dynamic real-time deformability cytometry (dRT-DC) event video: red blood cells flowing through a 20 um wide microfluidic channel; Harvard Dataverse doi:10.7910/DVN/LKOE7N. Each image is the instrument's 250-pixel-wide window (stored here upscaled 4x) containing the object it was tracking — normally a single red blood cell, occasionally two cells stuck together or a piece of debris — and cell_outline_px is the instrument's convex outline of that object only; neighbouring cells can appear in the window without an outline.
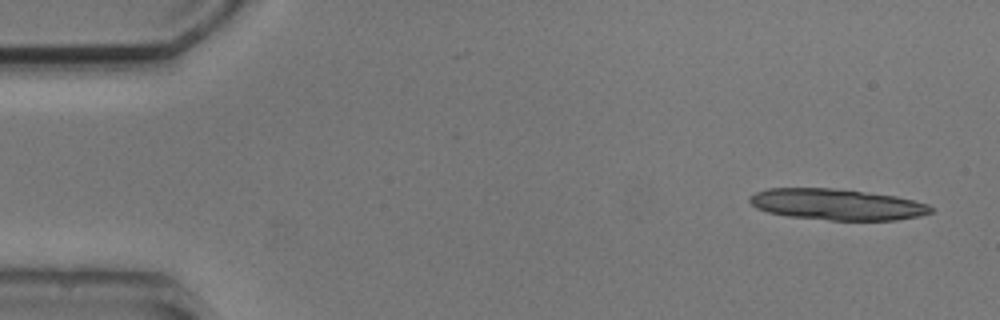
{"species": "common noctule bat (a hibernating species)", "species_latin": "Nyctalus noctula", "temperature_condition": "cold", "stored_images_in_passage": 4, "camera_frame_rate_fps": 3000, "um_per_image_px": 0.085, "animal": {"sex": "male", "body_mass_g": 20.5, "forearm_length_mm": 52.5}, "frame": {"image": 1, "passage_image": 1, "time_ms": 0.0, "image_size_px": [1000, 320], "cell_outline_px": [[932, 212], [920, 216], [896, 220], [828, 220], [788, 216], [768, 212], [756, 208], [748, 200], [748, 196], [756, 192], [768, 188], [832, 188], [896, 196], [928, 204], [932, 208]], "centroid_in_image_um": [71.1, 17.38], "position_along_channel_um": 13.9, "area_um2": 32.77}}
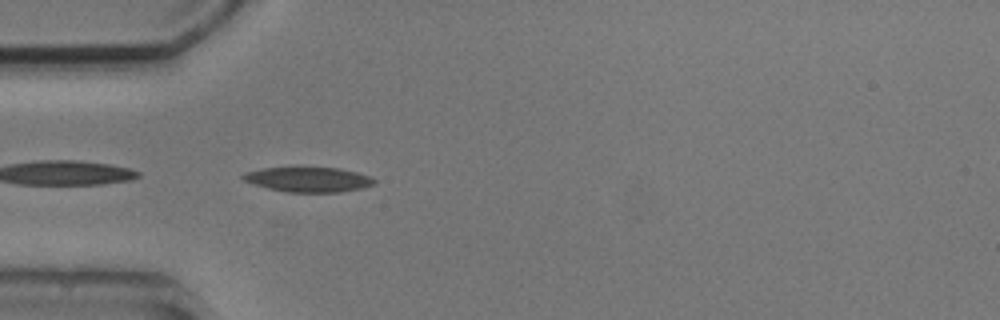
{"frame": {"image": 2, "passage_image": 4, "time_ms": 4.333, "image_size_px": [1000, 320], "cell_outline_px": [[376, 184], [364, 188], [340, 192], [288, 192], [268, 188], [244, 180], [240, 176], [244, 172], [264, 168], [300, 164], [340, 168], [372, 176], [376, 180]], "centroid_in_image_um": [26.24, 15.2], "position_along_channel_um": 58.8, "area_um2": 20.06}}